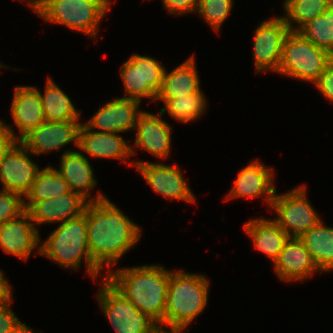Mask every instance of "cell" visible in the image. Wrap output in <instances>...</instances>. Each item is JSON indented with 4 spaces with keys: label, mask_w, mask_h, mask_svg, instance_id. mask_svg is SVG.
<instances>
[{
    "label": "cell",
    "mask_w": 333,
    "mask_h": 333,
    "mask_svg": "<svg viewBox=\"0 0 333 333\" xmlns=\"http://www.w3.org/2000/svg\"><path fill=\"white\" fill-rule=\"evenodd\" d=\"M17 142L18 136L14 134L13 129L0 120V163Z\"/></svg>",
    "instance_id": "35"
},
{
    "label": "cell",
    "mask_w": 333,
    "mask_h": 333,
    "mask_svg": "<svg viewBox=\"0 0 333 333\" xmlns=\"http://www.w3.org/2000/svg\"><path fill=\"white\" fill-rule=\"evenodd\" d=\"M272 172L271 168L265 167L257 160L251 162L238 173L227 200L235 197L265 196L271 206L276 192V188L273 187Z\"/></svg>",
    "instance_id": "18"
},
{
    "label": "cell",
    "mask_w": 333,
    "mask_h": 333,
    "mask_svg": "<svg viewBox=\"0 0 333 333\" xmlns=\"http://www.w3.org/2000/svg\"><path fill=\"white\" fill-rule=\"evenodd\" d=\"M37 249L38 253L65 268L77 269L80 267L81 260L85 258L87 271L93 279H96L101 272L89 253L87 207L81 216L62 222Z\"/></svg>",
    "instance_id": "4"
},
{
    "label": "cell",
    "mask_w": 333,
    "mask_h": 333,
    "mask_svg": "<svg viewBox=\"0 0 333 333\" xmlns=\"http://www.w3.org/2000/svg\"><path fill=\"white\" fill-rule=\"evenodd\" d=\"M10 333H34L25 323L18 324Z\"/></svg>",
    "instance_id": "38"
},
{
    "label": "cell",
    "mask_w": 333,
    "mask_h": 333,
    "mask_svg": "<svg viewBox=\"0 0 333 333\" xmlns=\"http://www.w3.org/2000/svg\"><path fill=\"white\" fill-rule=\"evenodd\" d=\"M290 28L283 17L264 21L256 29L254 36L255 71H278L282 48Z\"/></svg>",
    "instance_id": "10"
},
{
    "label": "cell",
    "mask_w": 333,
    "mask_h": 333,
    "mask_svg": "<svg viewBox=\"0 0 333 333\" xmlns=\"http://www.w3.org/2000/svg\"><path fill=\"white\" fill-rule=\"evenodd\" d=\"M333 0H285L283 16L291 31H298L305 23L318 16H321L331 5ZM299 24L294 28L292 23Z\"/></svg>",
    "instance_id": "29"
},
{
    "label": "cell",
    "mask_w": 333,
    "mask_h": 333,
    "mask_svg": "<svg viewBox=\"0 0 333 333\" xmlns=\"http://www.w3.org/2000/svg\"><path fill=\"white\" fill-rule=\"evenodd\" d=\"M77 121H45L26 134L19 142L29 153L33 154L50 150L58 151L71 142L78 146L81 123Z\"/></svg>",
    "instance_id": "11"
},
{
    "label": "cell",
    "mask_w": 333,
    "mask_h": 333,
    "mask_svg": "<svg viewBox=\"0 0 333 333\" xmlns=\"http://www.w3.org/2000/svg\"><path fill=\"white\" fill-rule=\"evenodd\" d=\"M45 121L79 120V112L74 107L70 98L48 78L45 92L42 95L38 89Z\"/></svg>",
    "instance_id": "26"
},
{
    "label": "cell",
    "mask_w": 333,
    "mask_h": 333,
    "mask_svg": "<svg viewBox=\"0 0 333 333\" xmlns=\"http://www.w3.org/2000/svg\"><path fill=\"white\" fill-rule=\"evenodd\" d=\"M306 195L304 186H299L283 195H276L275 192L271 208H274L278 218L274 220L289 237L299 238L321 221Z\"/></svg>",
    "instance_id": "8"
},
{
    "label": "cell",
    "mask_w": 333,
    "mask_h": 333,
    "mask_svg": "<svg viewBox=\"0 0 333 333\" xmlns=\"http://www.w3.org/2000/svg\"><path fill=\"white\" fill-rule=\"evenodd\" d=\"M40 2L41 0H29L28 5L31 6L36 12L40 6Z\"/></svg>",
    "instance_id": "39"
},
{
    "label": "cell",
    "mask_w": 333,
    "mask_h": 333,
    "mask_svg": "<svg viewBox=\"0 0 333 333\" xmlns=\"http://www.w3.org/2000/svg\"><path fill=\"white\" fill-rule=\"evenodd\" d=\"M19 143V144H18ZM29 152L20 142H17L0 163V181L3 189L26 195L39 168L27 155Z\"/></svg>",
    "instance_id": "12"
},
{
    "label": "cell",
    "mask_w": 333,
    "mask_h": 333,
    "mask_svg": "<svg viewBox=\"0 0 333 333\" xmlns=\"http://www.w3.org/2000/svg\"><path fill=\"white\" fill-rule=\"evenodd\" d=\"M233 0H198V13L218 31L226 20L232 7Z\"/></svg>",
    "instance_id": "31"
},
{
    "label": "cell",
    "mask_w": 333,
    "mask_h": 333,
    "mask_svg": "<svg viewBox=\"0 0 333 333\" xmlns=\"http://www.w3.org/2000/svg\"><path fill=\"white\" fill-rule=\"evenodd\" d=\"M244 229L252 238L255 248L265 253L274 262L289 239L288 234L274 219H252L244 225Z\"/></svg>",
    "instance_id": "23"
},
{
    "label": "cell",
    "mask_w": 333,
    "mask_h": 333,
    "mask_svg": "<svg viewBox=\"0 0 333 333\" xmlns=\"http://www.w3.org/2000/svg\"><path fill=\"white\" fill-rule=\"evenodd\" d=\"M181 332H182L181 330H171V331L169 332V331H166V330L163 329V328H160V329L158 330L157 333H181Z\"/></svg>",
    "instance_id": "40"
},
{
    "label": "cell",
    "mask_w": 333,
    "mask_h": 333,
    "mask_svg": "<svg viewBox=\"0 0 333 333\" xmlns=\"http://www.w3.org/2000/svg\"><path fill=\"white\" fill-rule=\"evenodd\" d=\"M163 66L153 58L132 55L121 68L125 92L129 99L141 102L144 97L156 100L162 84Z\"/></svg>",
    "instance_id": "9"
},
{
    "label": "cell",
    "mask_w": 333,
    "mask_h": 333,
    "mask_svg": "<svg viewBox=\"0 0 333 333\" xmlns=\"http://www.w3.org/2000/svg\"><path fill=\"white\" fill-rule=\"evenodd\" d=\"M169 13L185 14L197 10L198 0H162Z\"/></svg>",
    "instance_id": "36"
},
{
    "label": "cell",
    "mask_w": 333,
    "mask_h": 333,
    "mask_svg": "<svg viewBox=\"0 0 333 333\" xmlns=\"http://www.w3.org/2000/svg\"><path fill=\"white\" fill-rule=\"evenodd\" d=\"M332 60L327 50L317 47L298 31H290L284 40L277 73L314 83Z\"/></svg>",
    "instance_id": "6"
},
{
    "label": "cell",
    "mask_w": 333,
    "mask_h": 333,
    "mask_svg": "<svg viewBox=\"0 0 333 333\" xmlns=\"http://www.w3.org/2000/svg\"><path fill=\"white\" fill-rule=\"evenodd\" d=\"M25 211L23 197L15 192L0 191V225L18 217Z\"/></svg>",
    "instance_id": "32"
},
{
    "label": "cell",
    "mask_w": 333,
    "mask_h": 333,
    "mask_svg": "<svg viewBox=\"0 0 333 333\" xmlns=\"http://www.w3.org/2000/svg\"><path fill=\"white\" fill-rule=\"evenodd\" d=\"M273 263L280 279L288 282L303 280L320 270L310 252L297 237H289L283 250Z\"/></svg>",
    "instance_id": "17"
},
{
    "label": "cell",
    "mask_w": 333,
    "mask_h": 333,
    "mask_svg": "<svg viewBox=\"0 0 333 333\" xmlns=\"http://www.w3.org/2000/svg\"><path fill=\"white\" fill-rule=\"evenodd\" d=\"M89 201L81 194L69 191L58 197L34 202L26 211L35 223L64 222L81 216Z\"/></svg>",
    "instance_id": "15"
},
{
    "label": "cell",
    "mask_w": 333,
    "mask_h": 333,
    "mask_svg": "<svg viewBox=\"0 0 333 333\" xmlns=\"http://www.w3.org/2000/svg\"><path fill=\"white\" fill-rule=\"evenodd\" d=\"M11 106L14 123L21 132L20 141L26 134L45 122L44 111L39 92L35 87L19 86L15 88Z\"/></svg>",
    "instance_id": "22"
},
{
    "label": "cell",
    "mask_w": 333,
    "mask_h": 333,
    "mask_svg": "<svg viewBox=\"0 0 333 333\" xmlns=\"http://www.w3.org/2000/svg\"><path fill=\"white\" fill-rule=\"evenodd\" d=\"M110 4L109 0H41L36 14L96 39L98 25Z\"/></svg>",
    "instance_id": "5"
},
{
    "label": "cell",
    "mask_w": 333,
    "mask_h": 333,
    "mask_svg": "<svg viewBox=\"0 0 333 333\" xmlns=\"http://www.w3.org/2000/svg\"><path fill=\"white\" fill-rule=\"evenodd\" d=\"M70 191L68 183L53 167L39 170L29 192L25 195L24 208L27 210L34 202L58 197Z\"/></svg>",
    "instance_id": "27"
},
{
    "label": "cell",
    "mask_w": 333,
    "mask_h": 333,
    "mask_svg": "<svg viewBox=\"0 0 333 333\" xmlns=\"http://www.w3.org/2000/svg\"><path fill=\"white\" fill-rule=\"evenodd\" d=\"M299 239L310 252L320 271L333 270V228L320 221Z\"/></svg>",
    "instance_id": "25"
},
{
    "label": "cell",
    "mask_w": 333,
    "mask_h": 333,
    "mask_svg": "<svg viewBox=\"0 0 333 333\" xmlns=\"http://www.w3.org/2000/svg\"><path fill=\"white\" fill-rule=\"evenodd\" d=\"M194 62L192 56L170 73L164 69L156 98H177L200 91V80Z\"/></svg>",
    "instance_id": "24"
},
{
    "label": "cell",
    "mask_w": 333,
    "mask_h": 333,
    "mask_svg": "<svg viewBox=\"0 0 333 333\" xmlns=\"http://www.w3.org/2000/svg\"><path fill=\"white\" fill-rule=\"evenodd\" d=\"M101 131H92L85 124H81L79 129L78 148L83 152L101 158L126 159L135 153L126 141L117 135Z\"/></svg>",
    "instance_id": "20"
},
{
    "label": "cell",
    "mask_w": 333,
    "mask_h": 333,
    "mask_svg": "<svg viewBox=\"0 0 333 333\" xmlns=\"http://www.w3.org/2000/svg\"><path fill=\"white\" fill-rule=\"evenodd\" d=\"M12 297L0 304V333H10L18 324L21 323L15 313L9 308Z\"/></svg>",
    "instance_id": "34"
},
{
    "label": "cell",
    "mask_w": 333,
    "mask_h": 333,
    "mask_svg": "<svg viewBox=\"0 0 333 333\" xmlns=\"http://www.w3.org/2000/svg\"><path fill=\"white\" fill-rule=\"evenodd\" d=\"M135 128L134 145L158 157L166 158L170 154L171 129L167 122L144 111L139 115Z\"/></svg>",
    "instance_id": "21"
},
{
    "label": "cell",
    "mask_w": 333,
    "mask_h": 333,
    "mask_svg": "<svg viewBox=\"0 0 333 333\" xmlns=\"http://www.w3.org/2000/svg\"><path fill=\"white\" fill-rule=\"evenodd\" d=\"M3 272L0 270V304L6 302L12 297L11 286L5 280Z\"/></svg>",
    "instance_id": "37"
},
{
    "label": "cell",
    "mask_w": 333,
    "mask_h": 333,
    "mask_svg": "<svg viewBox=\"0 0 333 333\" xmlns=\"http://www.w3.org/2000/svg\"><path fill=\"white\" fill-rule=\"evenodd\" d=\"M314 84L324 97L333 102V60L326 66Z\"/></svg>",
    "instance_id": "33"
},
{
    "label": "cell",
    "mask_w": 333,
    "mask_h": 333,
    "mask_svg": "<svg viewBox=\"0 0 333 333\" xmlns=\"http://www.w3.org/2000/svg\"><path fill=\"white\" fill-rule=\"evenodd\" d=\"M165 102V106L159 112L160 116L168 111L169 114L181 122H189L198 119L206 109V100L202 91L177 98H156Z\"/></svg>",
    "instance_id": "28"
},
{
    "label": "cell",
    "mask_w": 333,
    "mask_h": 333,
    "mask_svg": "<svg viewBox=\"0 0 333 333\" xmlns=\"http://www.w3.org/2000/svg\"><path fill=\"white\" fill-rule=\"evenodd\" d=\"M105 278L136 308L153 319L160 328L164 325L169 286V271L160 265H144L109 271Z\"/></svg>",
    "instance_id": "2"
},
{
    "label": "cell",
    "mask_w": 333,
    "mask_h": 333,
    "mask_svg": "<svg viewBox=\"0 0 333 333\" xmlns=\"http://www.w3.org/2000/svg\"><path fill=\"white\" fill-rule=\"evenodd\" d=\"M35 227L25 210L18 217L0 225V247L4 252L26 260L40 241Z\"/></svg>",
    "instance_id": "16"
},
{
    "label": "cell",
    "mask_w": 333,
    "mask_h": 333,
    "mask_svg": "<svg viewBox=\"0 0 333 333\" xmlns=\"http://www.w3.org/2000/svg\"><path fill=\"white\" fill-rule=\"evenodd\" d=\"M98 302L116 333H157L159 325L119 292L106 278Z\"/></svg>",
    "instance_id": "7"
},
{
    "label": "cell",
    "mask_w": 333,
    "mask_h": 333,
    "mask_svg": "<svg viewBox=\"0 0 333 333\" xmlns=\"http://www.w3.org/2000/svg\"><path fill=\"white\" fill-rule=\"evenodd\" d=\"M60 169L57 170L68 183L70 191L77 192L89 202L106 199L101 192L96 198L89 199V191L96 186L93 169L88 159L76 151H65L61 157Z\"/></svg>",
    "instance_id": "19"
},
{
    "label": "cell",
    "mask_w": 333,
    "mask_h": 333,
    "mask_svg": "<svg viewBox=\"0 0 333 333\" xmlns=\"http://www.w3.org/2000/svg\"><path fill=\"white\" fill-rule=\"evenodd\" d=\"M298 32L333 56V4L321 16L305 23Z\"/></svg>",
    "instance_id": "30"
},
{
    "label": "cell",
    "mask_w": 333,
    "mask_h": 333,
    "mask_svg": "<svg viewBox=\"0 0 333 333\" xmlns=\"http://www.w3.org/2000/svg\"><path fill=\"white\" fill-rule=\"evenodd\" d=\"M140 227L108 198L87 205V238L92 261L101 269L115 265L138 242Z\"/></svg>",
    "instance_id": "1"
},
{
    "label": "cell",
    "mask_w": 333,
    "mask_h": 333,
    "mask_svg": "<svg viewBox=\"0 0 333 333\" xmlns=\"http://www.w3.org/2000/svg\"><path fill=\"white\" fill-rule=\"evenodd\" d=\"M130 164L137 167L155 192L170 199L174 198L189 202L195 201L194 194H192L185 182L181 171L176 168V163L172 167L165 164L142 161Z\"/></svg>",
    "instance_id": "13"
},
{
    "label": "cell",
    "mask_w": 333,
    "mask_h": 333,
    "mask_svg": "<svg viewBox=\"0 0 333 333\" xmlns=\"http://www.w3.org/2000/svg\"><path fill=\"white\" fill-rule=\"evenodd\" d=\"M209 282L204 275L169 271L164 325L183 330L207 305Z\"/></svg>",
    "instance_id": "3"
},
{
    "label": "cell",
    "mask_w": 333,
    "mask_h": 333,
    "mask_svg": "<svg viewBox=\"0 0 333 333\" xmlns=\"http://www.w3.org/2000/svg\"><path fill=\"white\" fill-rule=\"evenodd\" d=\"M139 101L129 98H116L103 105L85 124L89 129L101 132L119 133L135 128L139 115Z\"/></svg>",
    "instance_id": "14"
}]
</instances>
